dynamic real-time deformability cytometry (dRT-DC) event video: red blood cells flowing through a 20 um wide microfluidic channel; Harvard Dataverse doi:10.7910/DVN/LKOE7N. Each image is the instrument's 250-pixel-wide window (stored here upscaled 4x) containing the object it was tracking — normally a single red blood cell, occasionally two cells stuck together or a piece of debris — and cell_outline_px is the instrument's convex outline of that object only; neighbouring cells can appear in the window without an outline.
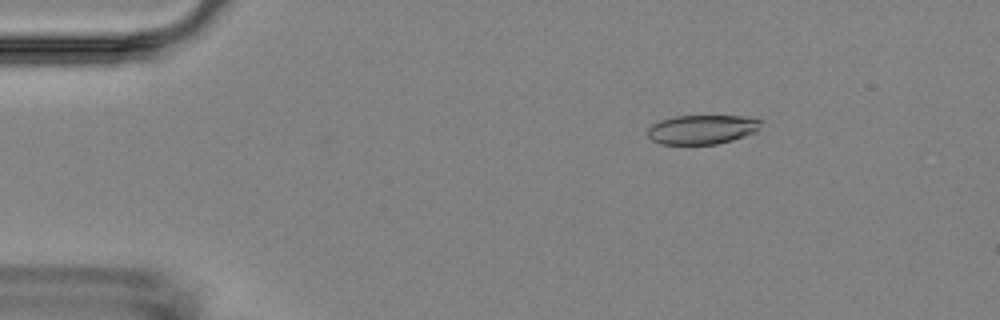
{"species": "Egyptian fruit bat (a non-hibernating species)", "species_latin": "Rousettus aegyptiacus", "temperature_condition": "room temperature", "stored_images_in_passage": 5, "camera_frame_rate_fps": 3000, "um_per_image_px": 0.085, "animal": {"sex": "female"}, "frame": {"image": 1, "passage_image": 2, "time_ms": 2.0, "image_size_px": [1000, 320], "cell_outline_px": [[764, 120], [760, 128], [756, 132], [732, 140], [716, 144], [660, 144], [652, 140], [648, 136], [648, 128], [652, 124], [660, 120], [676, 116], [744, 116]], "centroid_in_image_um": [59.7, 11.0], "position_along_channel_um": 25.3, "area_um2": 19.42}}
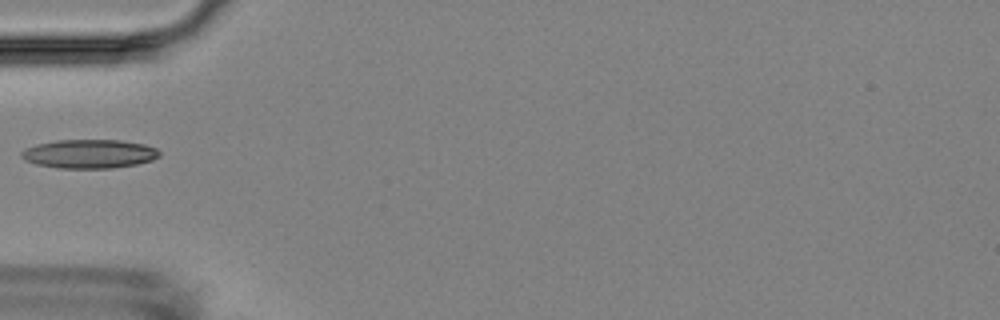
{"frame": {"image": 2, "passage_image": 5, "time_ms": 5.333, "image_size_px": [1000, 320], "cell_outline_px": [[160, 156], [152, 160], [136, 164], [112, 168], [56, 168], [36, 164], [24, 160], [20, 156], [20, 152], [24, 148], [36, 144], [56, 140], [120, 140], [144, 144], [156, 148], [160, 152]], "centroid_in_image_um": [7.55, 13.07], "position_along_channel_um": 77.4, "area_um2": 23.35}}